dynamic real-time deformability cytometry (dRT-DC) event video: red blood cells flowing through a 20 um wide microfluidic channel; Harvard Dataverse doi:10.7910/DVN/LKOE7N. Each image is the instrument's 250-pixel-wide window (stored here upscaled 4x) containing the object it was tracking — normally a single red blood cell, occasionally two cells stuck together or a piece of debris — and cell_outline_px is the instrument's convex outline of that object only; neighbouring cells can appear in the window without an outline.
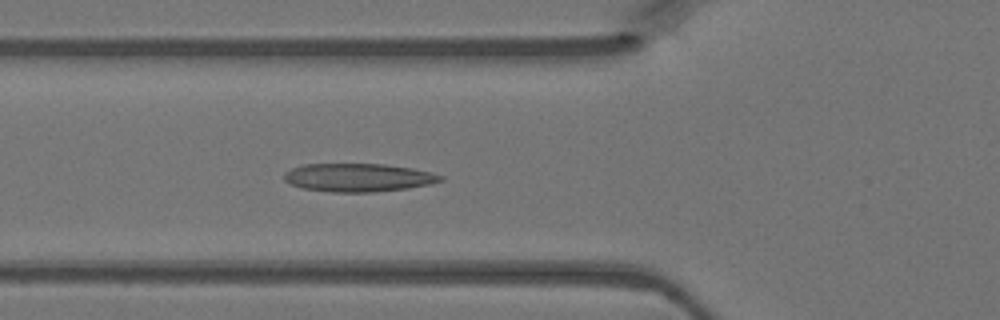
{"species": "Egyptian fruit bat (a non-hibernating species)", "species_latin": "Rousettus aegyptiacus", "temperature_condition": "warm", "stored_images_in_passage": 46, "camera_frame_rate_fps": 3000, "um_per_image_px": 0.085, "animal": {"sex": "female"}, "frame": {"image": 1, "passage_image": 17, "time_ms": 5.333, "image_size_px": [1000, 320], "cell_outline_px": [[444, 180], [428, 184], [408, 188], [372, 192], [328, 192], [300, 188], [284, 180], [284, 172], [292, 168], [304, 164], [384, 164], [412, 168], [432, 172], [444, 176]], "centroid_in_image_um": [30.44, 15.09], "position_along_channel_um": 95.4, "area_um2": 25.84}}
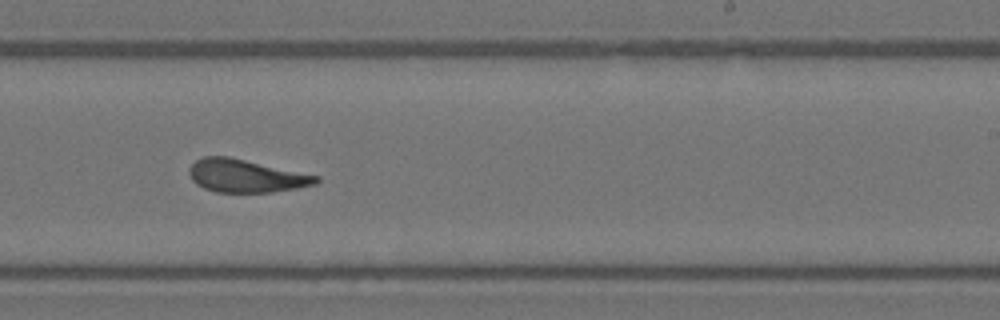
{"frame": {"image": 2, "passage_image": 29, "time_ms": 9.333, "image_size_px": [1000, 320], "cell_outline_px": [[320, 180], [316, 184], [296, 188], [272, 192], [216, 192], [204, 188], [196, 184], [192, 180], [188, 172], [188, 168], [196, 160], [204, 156], [228, 156], [320, 176]], "centroid_in_image_um": [20.88, 14.95], "position_along_channel_um": 268.1, "area_um2": 24.33}}
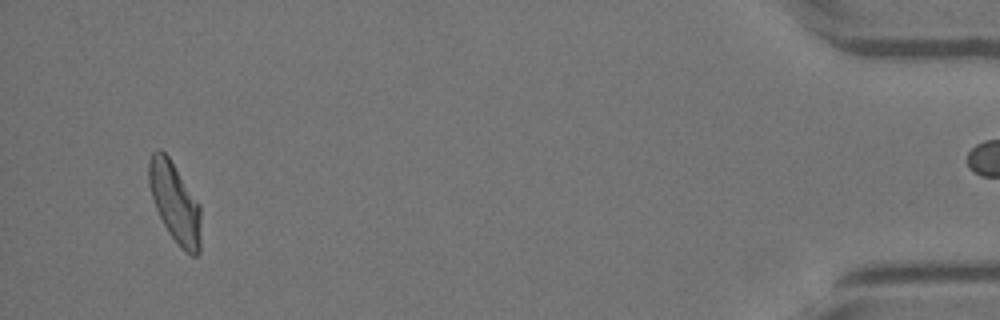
{"frame": {"image": 3, "passage_image": 45, "time_ms": 14.667, "image_size_px": [1000, 320], "cell_outline_px": [[200, 252], [196, 256], [192, 256], [184, 252], [180, 248], [168, 232], [156, 208], [152, 196], [148, 180], [148, 164], [152, 152], [156, 148], [160, 148], [168, 156], [200, 204]], "centroid_in_image_um": [14.87, 17.23], "position_along_channel_um": 420.3, "area_um2": 24.22}}